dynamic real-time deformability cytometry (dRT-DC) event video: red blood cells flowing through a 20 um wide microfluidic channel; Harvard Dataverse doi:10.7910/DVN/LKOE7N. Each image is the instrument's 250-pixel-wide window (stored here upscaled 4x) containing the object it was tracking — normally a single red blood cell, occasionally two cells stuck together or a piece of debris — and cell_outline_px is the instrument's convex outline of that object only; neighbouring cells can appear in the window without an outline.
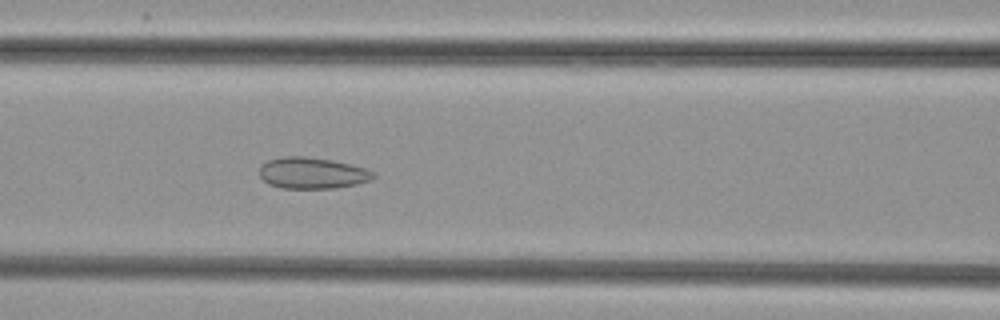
{"species": "common noctule bat (a hibernating species)", "species_latin": "Nyctalus noctula", "temperature_condition": "cold", "stored_images_in_passage": 54, "camera_frame_rate_fps": 3000, "um_per_image_px": 0.085, "animal": {"sex": "female", "body_mass_g": 29.2, "forearm_length_mm": 56.3}, "frame": {"image": 1, "passage_image": 24, "time_ms": 7.667, "image_size_px": [1000, 320], "cell_outline_px": [[376, 176], [372, 180], [356, 184], [336, 188], [280, 188], [268, 184], [260, 176], [260, 164], [268, 160], [284, 156], [304, 156], [332, 160], [368, 168], [376, 172]], "centroid_in_image_um": [26.57, 14.7], "position_along_channel_um": 140.0, "area_um2": 21.04}}
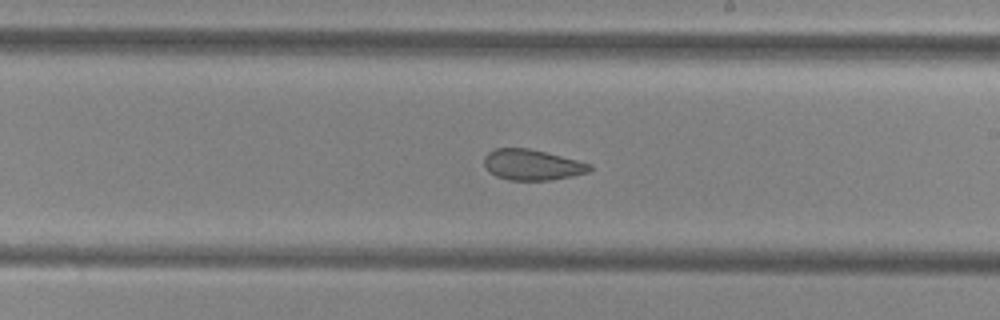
{"frame": {"image": 2, "passage_image": 32, "time_ms": 10.333, "image_size_px": [1000, 320], "cell_outline_px": [[592, 168], [588, 172], [572, 176], [552, 180], [508, 180], [496, 176], [484, 164], [484, 156], [488, 152], [496, 148], [528, 148], [592, 164]], "centroid_in_image_um": [45.23, 14.01], "position_along_channel_um": 243.8, "area_um2": 18.67}}
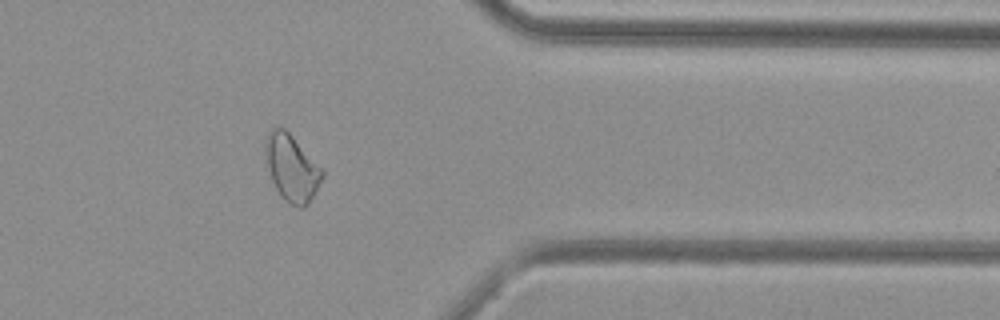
{"frame": {"image": 3, "passage_image": 44, "time_ms": 14.333, "image_size_px": [1000, 320], "cell_outline_px": [[324, 176], [308, 204], [304, 208], [300, 208], [284, 200], [280, 196], [272, 180], [268, 168], [264, 152], [264, 140], [272, 128], [284, 128], [324, 168]], "centroid_in_image_um": [24.81, 14.27], "position_along_channel_um": 386.6, "area_um2": 22.14}}